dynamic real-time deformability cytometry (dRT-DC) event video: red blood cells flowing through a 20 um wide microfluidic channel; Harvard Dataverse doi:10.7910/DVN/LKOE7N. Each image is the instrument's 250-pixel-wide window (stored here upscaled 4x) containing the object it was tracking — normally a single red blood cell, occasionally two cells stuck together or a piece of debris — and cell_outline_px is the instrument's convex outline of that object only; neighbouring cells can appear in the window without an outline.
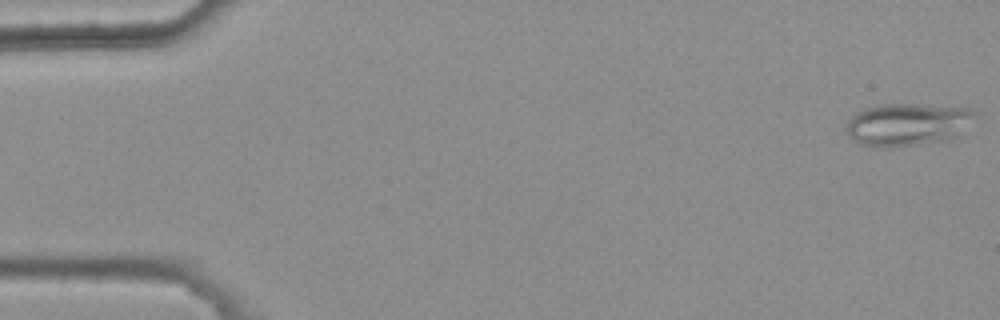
{"species": "common noctule bat (a hibernating species)", "species_latin": "Nyctalus noctula", "temperature_condition": "warm", "stored_images_in_passage": 4, "camera_frame_rate_fps": 3000, "um_per_image_px": 0.085, "animal": {"sex": "female", "body_mass_g": 25.1}, "frame": {"image": 1, "passage_image": 1, "time_ms": 0.0, "image_size_px": [1000, 320], "cell_outline_px": [[976, 112], [956, 136], [940, 140], [916, 144], [888, 148], [860, 144], [852, 140], [848, 136], [844, 128], [848, 120], [852, 116], [864, 108], [884, 104], [916, 104], [968, 108]], "centroid_in_image_um": [77.01, 10.57], "position_along_channel_um": 8.0, "area_um2": 31.33}}